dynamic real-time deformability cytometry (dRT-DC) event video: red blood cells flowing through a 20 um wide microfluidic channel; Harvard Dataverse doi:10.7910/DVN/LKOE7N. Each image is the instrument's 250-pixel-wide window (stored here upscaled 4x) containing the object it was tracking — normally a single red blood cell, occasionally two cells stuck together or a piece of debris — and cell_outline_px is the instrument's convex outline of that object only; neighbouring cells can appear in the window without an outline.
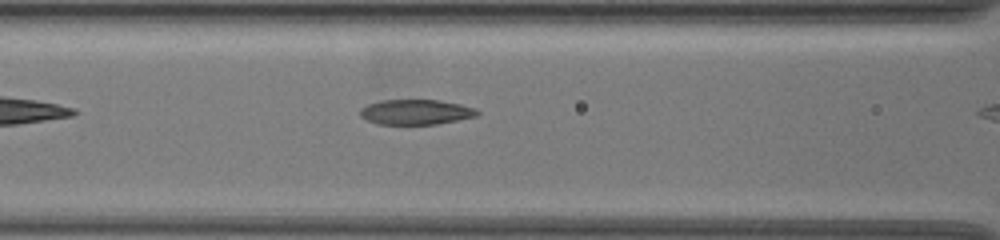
{"species": "common noctule bat (a hibernating species)", "species_latin": "Nyctalus noctula", "temperature_condition": "warm", "stored_images_in_passage": 4, "camera_frame_rate_fps": 3000, "um_per_image_px": 0.085, "animal": {"sex": "female", "body_mass_g": 19.5, "forearm_length_mm": 54.1}, "frame": {"image": 1, "passage_image": 3, "time_ms": 0.667, "image_size_px": [1000, 240], "cell_outline_px": [[480, 112], [476, 116], [436, 124], [376, 124], [360, 116], [360, 108], [368, 104], [380, 100], [440, 100], [460, 104], [476, 108]], "centroid_in_image_um": [35.34, 9.52], "position_along_channel_um": 131.3, "area_um2": 17.11}}